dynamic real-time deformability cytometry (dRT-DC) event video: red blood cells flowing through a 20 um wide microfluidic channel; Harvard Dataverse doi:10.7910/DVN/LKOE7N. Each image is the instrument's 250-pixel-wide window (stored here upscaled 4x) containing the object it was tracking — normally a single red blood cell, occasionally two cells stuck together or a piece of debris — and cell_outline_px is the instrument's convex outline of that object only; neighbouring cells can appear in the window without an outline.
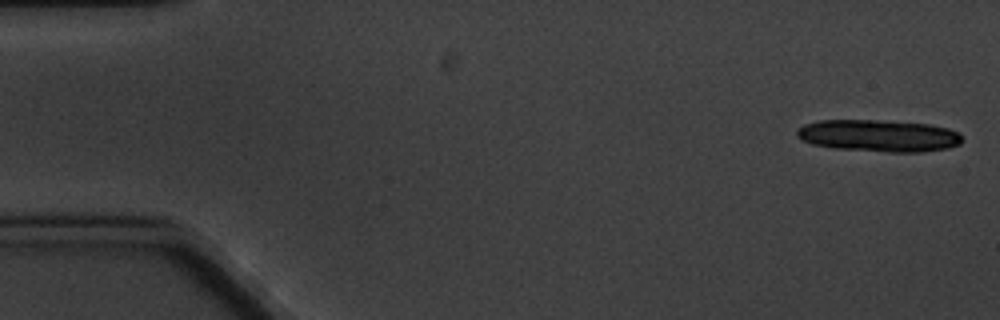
{"species": "common noctule bat (a hibernating species)", "species_latin": "Nyctalus noctula", "temperature_condition": "cold", "stored_images_in_passage": 5, "camera_frame_rate_fps": 3000, "um_per_image_px": 0.085, "animal": {"sex": "male", "body_mass_g": 20.1, "forearm_length_mm": 53.5}, "frame": {"image": 1, "passage_image": 1, "time_ms": 0.0, "image_size_px": [1000, 320], "cell_outline_px": [[964, 140], [960, 144], [948, 148], [920, 152], [888, 152], [836, 148], [812, 144], [796, 136], [796, 128], [804, 124], [820, 120], [876, 120], [928, 124], [948, 128], [960, 132]], "centroid_in_image_um": [74.71, 11.53], "position_along_channel_um": 10.3, "area_um2": 30.92}}
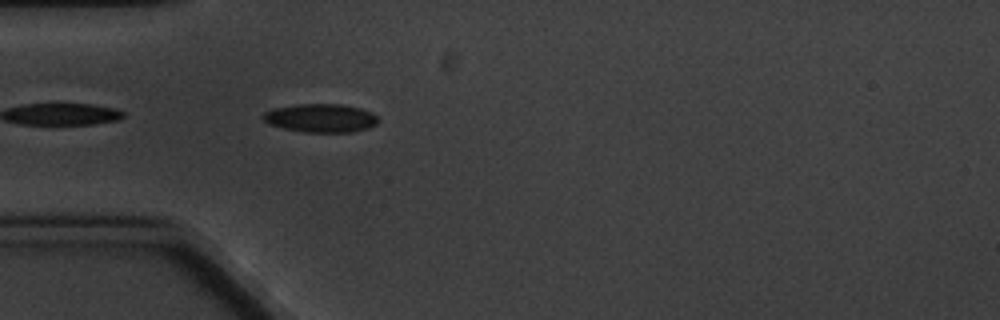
{"frame": {"image": 2, "passage_image": 5, "time_ms": 5.333, "image_size_px": [1000, 320], "cell_outline_px": [[380, 120], [376, 124], [368, 128], [352, 132], [304, 132], [284, 128], [268, 124], [260, 116], [264, 112], [272, 108], [296, 104], [340, 104], [360, 108], [372, 112]], "centroid_in_image_um": [27.24, 10.03], "position_along_channel_um": 57.8, "area_um2": 19.25}}